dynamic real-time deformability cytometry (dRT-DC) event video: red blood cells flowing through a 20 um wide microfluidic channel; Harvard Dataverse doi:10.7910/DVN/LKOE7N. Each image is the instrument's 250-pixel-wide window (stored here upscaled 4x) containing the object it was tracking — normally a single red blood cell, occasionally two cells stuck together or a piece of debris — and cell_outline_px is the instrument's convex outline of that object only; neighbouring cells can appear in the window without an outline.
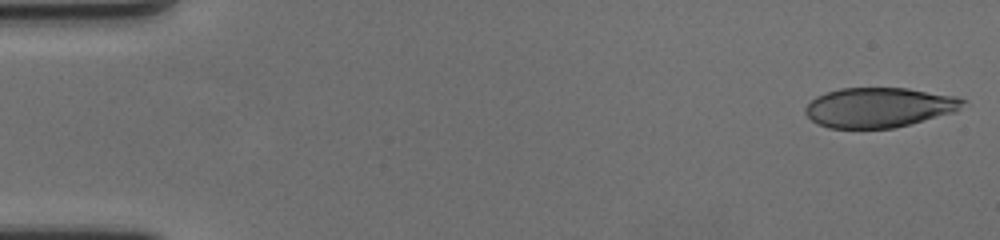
{"species": "human", "species_latin": "Homo sapiens", "temperature_condition": "cold", "stored_images_in_passage": 58, "camera_frame_rate_fps": 3000, "um_per_image_px": 0.085, "donor": {"sex": "female"}, "frame": {"image": 1, "passage_image": 1, "time_ms": 0.0, "image_size_px": [1000, 240], "cell_outline_px": [[968, 100], [956, 112], [892, 128], [828, 128], [816, 124], [804, 112], [804, 108], [816, 96], [840, 88], [908, 88], [956, 96]], "centroid_in_image_um": [74.72, 9.13], "position_along_channel_um": 10.3, "area_um2": 36.59}}
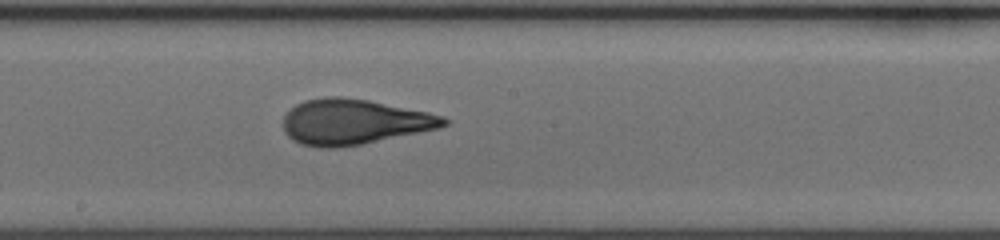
{"frame": {"image": 2, "passage_image": 32, "time_ms": 10.333, "image_size_px": [1000, 240], "cell_outline_px": [[452, 120], [448, 124], [440, 128], [360, 144], [336, 148], [320, 148], [300, 144], [292, 140], [284, 132], [284, 116], [296, 104], [304, 100], [324, 96], [340, 96], [368, 100], [428, 112], [444, 116]], "centroid_in_image_um": [30.08, 10.35], "position_along_channel_um": 218.1, "area_um2": 42.54}}
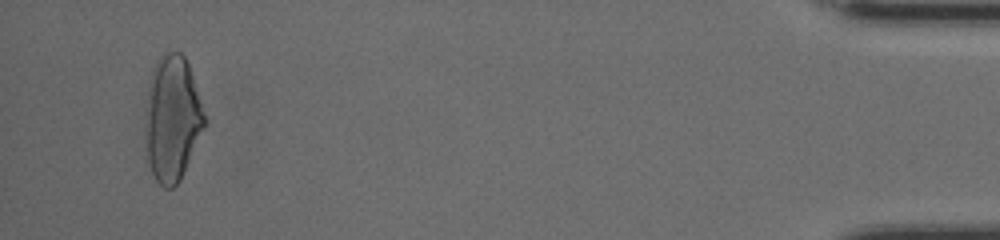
{"frame": {"image": 3, "passage_image": 56, "time_ms": 18.333, "image_size_px": [1000, 240], "cell_outline_px": [[204, 124], [180, 180], [172, 188], [164, 188], [156, 180], [148, 164], [148, 112], [152, 68], [156, 60], [168, 48], [180, 52], [184, 56], [188, 64], [204, 116]], "centroid_in_image_um": [14.65, 10.03], "position_along_channel_um": 420.6, "area_um2": 41.27}, "authors_computed_cell_mechanics": {"area_um2": 40.8646, "velocity_mm_per_s": 3.5117, "shape_relaxation_time_tau1_ms": 5.1043, "shape_relaxation_time_tau2_ms": 1.0724, "deformation_change_tau1": 0.2057, "deformation_change_tau2": 0.0865}}